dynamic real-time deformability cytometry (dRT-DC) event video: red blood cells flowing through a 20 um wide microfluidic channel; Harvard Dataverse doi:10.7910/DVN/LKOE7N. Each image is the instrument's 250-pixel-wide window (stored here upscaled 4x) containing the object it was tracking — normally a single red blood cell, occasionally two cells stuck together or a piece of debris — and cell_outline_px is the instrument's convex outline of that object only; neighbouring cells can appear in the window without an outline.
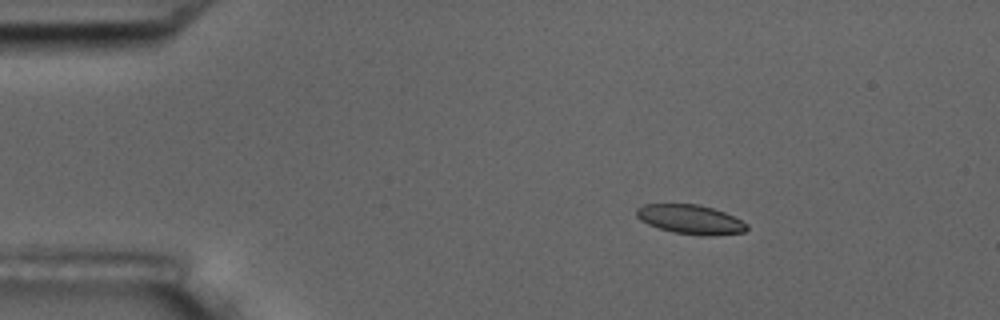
{"species": "common noctule bat (a hibernating species)", "species_latin": "Nyctalus noctula", "temperature_condition": "room temperature", "stored_images_in_passage": 5, "camera_frame_rate_fps": 3000, "um_per_image_px": 0.085, "animal": {"sex": "male", "body_mass_g": 17.5, "forearm_length_mm": 52.3}, "frame": {"image": 1, "passage_image": 3, "time_ms": 2.333, "image_size_px": [1000, 320], "cell_outline_px": [[748, 228], [744, 232], [712, 236], [704, 236], [672, 232], [648, 224], [640, 220], [636, 216], [636, 208], [644, 204], [696, 204], [712, 208], [724, 212], [748, 224]], "centroid_in_image_um": [58.68, 18.65], "position_along_channel_um": 26.3, "area_um2": 18.79}}
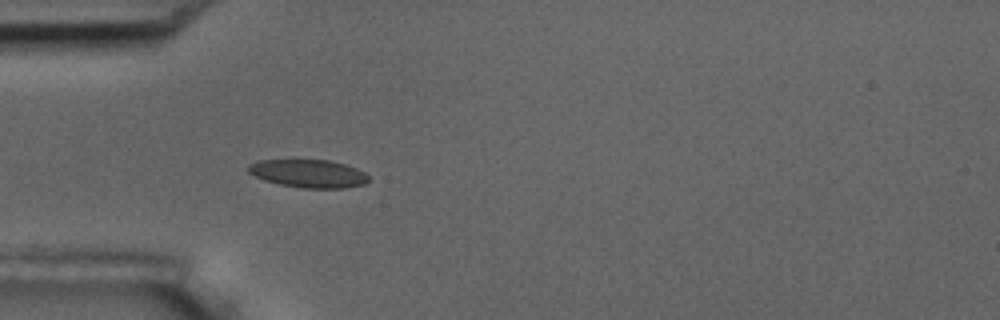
{"frame": {"image": 2, "passage_image": 5, "time_ms": 5.0, "image_size_px": [1000, 320], "cell_outline_px": [[368, 180], [364, 184], [344, 188], [300, 188], [280, 184], [264, 180], [248, 172], [248, 164], [260, 160], [328, 160], [344, 164], [356, 168], [364, 172], [368, 176]], "centroid_in_image_um": [26.21, 14.75], "position_along_channel_um": 58.8, "area_um2": 19.54}}